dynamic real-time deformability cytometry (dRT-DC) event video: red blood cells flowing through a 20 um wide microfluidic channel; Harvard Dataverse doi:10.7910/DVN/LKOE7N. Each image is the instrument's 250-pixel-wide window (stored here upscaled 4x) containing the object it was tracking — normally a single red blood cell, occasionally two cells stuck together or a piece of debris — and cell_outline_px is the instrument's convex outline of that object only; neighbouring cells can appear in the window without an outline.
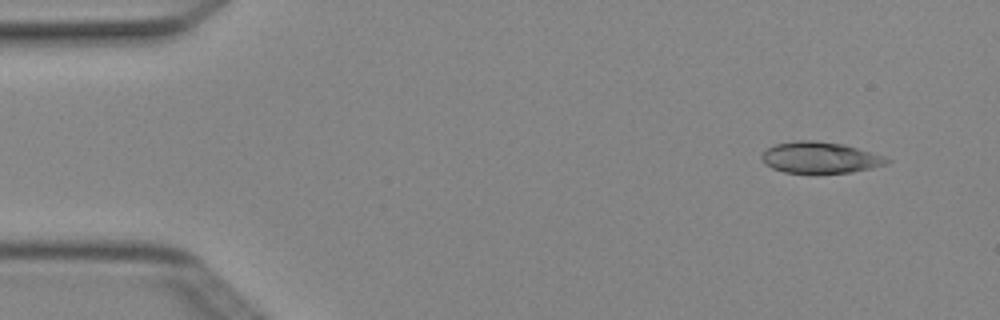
{"species": "Egyptian fruit bat (a non-hibernating species)", "species_latin": "Rousettus aegyptiacus", "temperature_condition": "cold", "stored_images_in_passage": 5, "camera_frame_rate_fps": 3000, "um_per_image_px": 0.085, "animal": {"sex": "female"}, "frame": {"image": 1, "passage_image": 1, "time_ms": 0.0, "image_size_px": [1000, 320], "cell_outline_px": [[892, 160], [888, 164], [872, 168], [852, 172], [784, 172], [772, 168], [764, 164], [760, 156], [768, 148], [776, 144], [792, 140], [816, 140], [844, 144], [884, 156]], "centroid_in_image_um": [69.71, 13.38], "position_along_channel_um": 15.3, "area_um2": 22.77}}
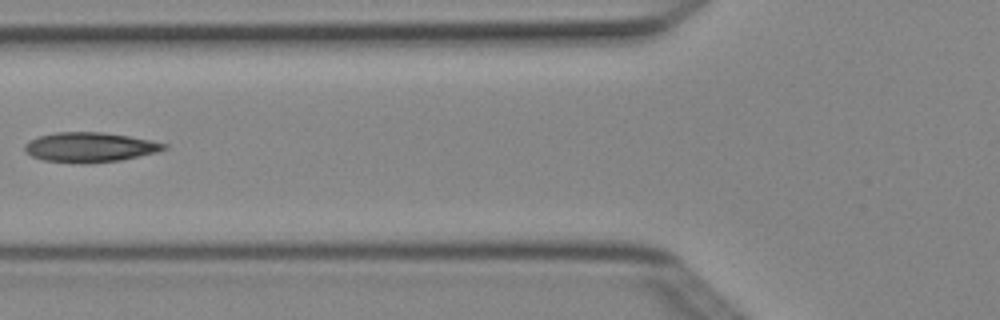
{"frame": {"image": 2, "passage_image": 4, "time_ms": 1.0, "image_size_px": [1000, 320], "cell_outline_px": [[168, 148], [156, 152], [120, 160], [44, 160], [32, 156], [24, 148], [24, 144], [28, 140], [40, 136], [56, 132], [100, 132], [128, 136], [152, 140], [168, 144]], "centroid_in_image_um": [7.67, 12.45], "position_along_channel_um": 118.1, "area_um2": 22.95}}
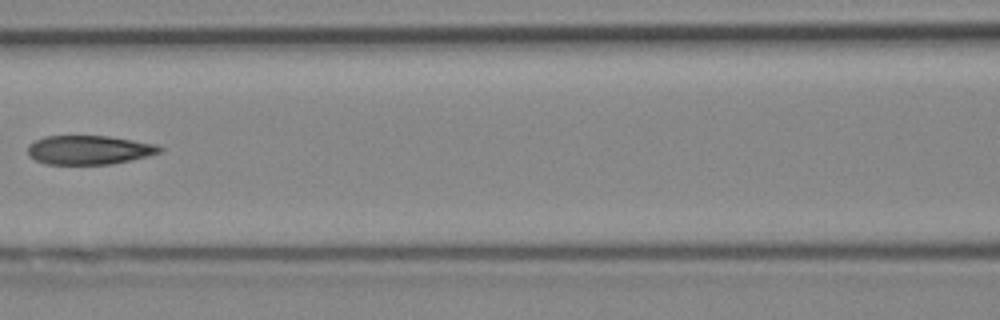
{"frame": {"image": 3, "passage_image": 5, "time_ms": 1.333, "image_size_px": [1000, 320], "cell_outline_px": [[164, 148], [160, 152], [148, 156], [132, 160], [112, 164], [44, 164], [28, 156], [28, 148], [36, 140], [44, 136], [108, 136], [160, 144]], "centroid_in_image_um": [7.63, 12.74], "position_along_channel_um": 159.0, "area_um2": 22.43}}